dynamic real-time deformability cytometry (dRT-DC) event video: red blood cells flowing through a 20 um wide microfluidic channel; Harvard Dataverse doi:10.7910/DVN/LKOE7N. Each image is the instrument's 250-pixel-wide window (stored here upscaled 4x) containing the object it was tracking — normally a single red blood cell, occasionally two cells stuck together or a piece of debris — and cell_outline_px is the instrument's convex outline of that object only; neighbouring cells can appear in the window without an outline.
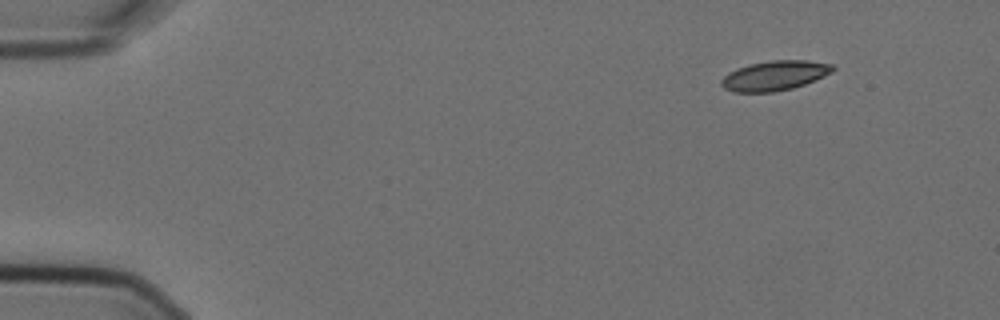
{"species": "Egyptian fruit bat (a non-hibernating species)", "species_latin": "Rousettus aegyptiacus", "temperature_condition": "cold", "stored_images_in_passage": 4, "camera_frame_rate_fps": 3000, "um_per_image_px": 0.085, "animal": {"sex": "female"}, "frame": {"image": 1, "passage_image": 1, "time_ms": 0.0, "image_size_px": [1000, 320], "cell_outline_px": [[836, 68], [832, 72], [824, 76], [804, 84], [792, 88], [772, 92], [732, 92], [724, 88], [720, 84], [720, 80], [728, 72], [736, 68], [752, 64], [772, 60], [808, 60], [832, 64]], "centroid_in_image_um": [65.83, 6.42], "position_along_channel_um": 19.2, "area_um2": 19.31}}
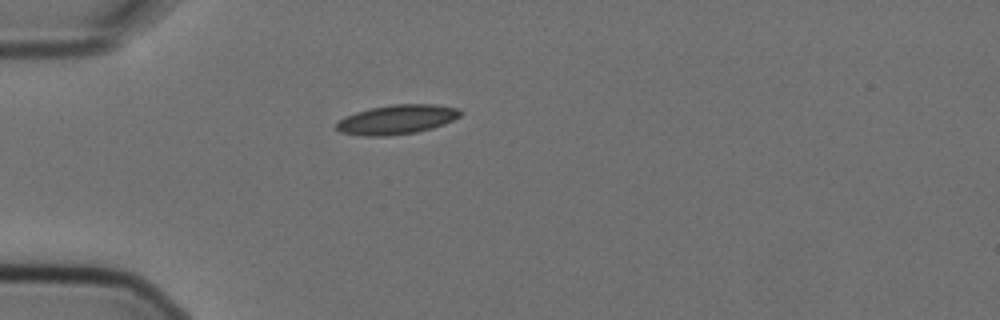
{"frame": {"image": 2, "passage_image": 3, "time_ms": 0.667, "image_size_px": [1000, 320], "cell_outline_px": [[464, 112], [460, 116], [444, 124], [432, 128], [416, 132], [388, 136], [364, 136], [340, 132], [336, 128], [336, 124], [344, 116], [356, 112], [372, 108], [392, 104], [436, 104], [460, 108]], "centroid_in_image_um": [33.77, 10.15], "position_along_channel_um": 51.2, "area_um2": 21.33}}